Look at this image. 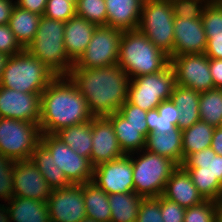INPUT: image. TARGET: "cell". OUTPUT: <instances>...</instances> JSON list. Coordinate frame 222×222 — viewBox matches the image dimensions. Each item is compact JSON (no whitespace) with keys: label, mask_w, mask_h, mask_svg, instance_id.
<instances>
[{"label":"cell","mask_w":222,"mask_h":222,"mask_svg":"<svg viewBox=\"0 0 222 222\" xmlns=\"http://www.w3.org/2000/svg\"><path fill=\"white\" fill-rule=\"evenodd\" d=\"M68 76L85 98L93 117L117 112L128 99L130 78L118 65L71 69Z\"/></svg>","instance_id":"6da1fadb"},{"label":"cell","mask_w":222,"mask_h":222,"mask_svg":"<svg viewBox=\"0 0 222 222\" xmlns=\"http://www.w3.org/2000/svg\"><path fill=\"white\" fill-rule=\"evenodd\" d=\"M92 118L85 98L68 75L56 76L41 94L42 134H55Z\"/></svg>","instance_id":"7a4b0ae2"},{"label":"cell","mask_w":222,"mask_h":222,"mask_svg":"<svg viewBox=\"0 0 222 222\" xmlns=\"http://www.w3.org/2000/svg\"><path fill=\"white\" fill-rule=\"evenodd\" d=\"M170 59L138 29L123 31L118 65L132 79L162 71Z\"/></svg>","instance_id":"3957f363"},{"label":"cell","mask_w":222,"mask_h":222,"mask_svg":"<svg viewBox=\"0 0 222 222\" xmlns=\"http://www.w3.org/2000/svg\"><path fill=\"white\" fill-rule=\"evenodd\" d=\"M65 22L42 15L33 41L25 48L58 75H68L74 62L64 46Z\"/></svg>","instance_id":"277c9868"},{"label":"cell","mask_w":222,"mask_h":222,"mask_svg":"<svg viewBox=\"0 0 222 222\" xmlns=\"http://www.w3.org/2000/svg\"><path fill=\"white\" fill-rule=\"evenodd\" d=\"M56 76L43 62L24 49L9 56L0 79V86L22 93L42 94Z\"/></svg>","instance_id":"5b68a950"},{"label":"cell","mask_w":222,"mask_h":222,"mask_svg":"<svg viewBox=\"0 0 222 222\" xmlns=\"http://www.w3.org/2000/svg\"><path fill=\"white\" fill-rule=\"evenodd\" d=\"M134 192L143 198H157L177 165L167 157L146 149L131 154Z\"/></svg>","instance_id":"8992f818"},{"label":"cell","mask_w":222,"mask_h":222,"mask_svg":"<svg viewBox=\"0 0 222 222\" xmlns=\"http://www.w3.org/2000/svg\"><path fill=\"white\" fill-rule=\"evenodd\" d=\"M137 29L169 56L174 45V14L170 0H144Z\"/></svg>","instance_id":"52a82bcc"},{"label":"cell","mask_w":222,"mask_h":222,"mask_svg":"<svg viewBox=\"0 0 222 222\" xmlns=\"http://www.w3.org/2000/svg\"><path fill=\"white\" fill-rule=\"evenodd\" d=\"M175 74L170 63L160 72L130 79L128 101L149 111L157 109L162 101L171 99Z\"/></svg>","instance_id":"ba28073f"},{"label":"cell","mask_w":222,"mask_h":222,"mask_svg":"<svg viewBox=\"0 0 222 222\" xmlns=\"http://www.w3.org/2000/svg\"><path fill=\"white\" fill-rule=\"evenodd\" d=\"M182 166L204 199L220 202L222 183V155L211 148L191 153Z\"/></svg>","instance_id":"9c48e42d"},{"label":"cell","mask_w":222,"mask_h":222,"mask_svg":"<svg viewBox=\"0 0 222 222\" xmlns=\"http://www.w3.org/2000/svg\"><path fill=\"white\" fill-rule=\"evenodd\" d=\"M41 136L39 124L0 117V153L14 161L30 159Z\"/></svg>","instance_id":"30bf717a"},{"label":"cell","mask_w":222,"mask_h":222,"mask_svg":"<svg viewBox=\"0 0 222 222\" xmlns=\"http://www.w3.org/2000/svg\"><path fill=\"white\" fill-rule=\"evenodd\" d=\"M123 31L109 26H97L84 53L71 69L102 68L118 64Z\"/></svg>","instance_id":"8fae6325"},{"label":"cell","mask_w":222,"mask_h":222,"mask_svg":"<svg viewBox=\"0 0 222 222\" xmlns=\"http://www.w3.org/2000/svg\"><path fill=\"white\" fill-rule=\"evenodd\" d=\"M40 144L53 156L54 163L71 184L92 181L94 166L89 158L79 156L54 134H42Z\"/></svg>","instance_id":"7c38bea8"},{"label":"cell","mask_w":222,"mask_h":222,"mask_svg":"<svg viewBox=\"0 0 222 222\" xmlns=\"http://www.w3.org/2000/svg\"><path fill=\"white\" fill-rule=\"evenodd\" d=\"M170 65L174 70L175 84L200 93L215 88L209 58L204 53L174 56L170 58Z\"/></svg>","instance_id":"4fadbf2b"},{"label":"cell","mask_w":222,"mask_h":222,"mask_svg":"<svg viewBox=\"0 0 222 222\" xmlns=\"http://www.w3.org/2000/svg\"><path fill=\"white\" fill-rule=\"evenodd\" d=\"M50 222H81L87 218L84 184L53 189L47 200Z\"/></svg>","instance_id":"5bb4252c"},{"label":"cell","mask_w":222,"mask_h":222,"mask_svg":"<svg viewBox=\"0 0 222 222\" xmlns=\"http://www.w3.org/2000/svg\"><path fill=\"white\" fill-rule=\"evenodd\" d=\"M92 182L108 195L134 192L131 154L94 167Z\"/></svg>","instance_id":"9a60e30c"},{"label":"cell","mask_w":222,"mask_h":222,"mask_svg":"<svg viewBox=\"0 0 222 222\" xmlns=\"http://www.w3.org/2000/svg\"><path fill=\"white\" fill-rule=\"evenodd\" d=\"M0 117L39 124L41 94L22 93L0 86Z\"/></svg>","instance_id":"2e32d148"},{"label":"cell","mask_w":222,"mask_h":222,"mask_svg":"<svg viewBox=\"0 0 222 222\" xmlns=\"http://www.w3.org/2000/svg\"><path fill=\"white\" fill-rule=\"evenodd\" d=\"M14 196L47 202L52 188L30 160H17L13 171Z\"/></svg>","instance_id":"e0dca14e"},{"label":"cell","mask_w":222,"mask_h":222,"mask_svg":"<svg viewBox=\"0 0 222 222\" xmlns=\"http://www.w3.org/2000/svg\"><path fill=\"white\" fill-rule=\"evenodd\" d=\"M207 38L202 19L174 17V45L169 59L177 55L203 54Z\"/></svg>","instance_id":"ac0fdd59"},{"label":"cell","mask_w":222,"mask_h":222,"mask_svg":"<svg viewBox=\"0 0 222 222\" xmlns=\"http://www.w3.org/2000/svg\"><path fill=\"white\" fill-rule=\"evenodd\" d=\"M92 142L90 161L94 167L125 155L106 116L92 118Z\"/></svg>","instance_id":"d6986e66"},{"label":"cell","mask_w":222,"mask_h":222,"mask_svg":"<svg viewBox=\"0 0 222 222\" xmlns=\"http://www.w3.org/2000/svg\"><path fill=\"white\" fill-rule=\"evenodd\" d=\"M162 196L176 202L183 208H190L205 200L192 182L190 174L182 165L172 171Z\"/></svg>","instance_id":"ffe728a7"},{"label":"cell","mask_w":222,"mask_h":222,"mask_svg":"<svg viewBox=\"0 0 222 222\" xmlns=\"http://www.w3.org/2000/svg\"><path fill=\"white\" fill-rule=\"evenodd\" d=\"M116 134L118 143L126 155L145 149L146 138L149 134L148 125H135L129 123L118 112L106 116Z\"/></svg>","instance_id":"44dd1931"},{"label":"cell","mask_w":222,"mask_h":222,"mask_svg":"<svg viewBox=\"0 0 222 222\" xmlns=\"http://www.w3.org/2000/svg\"><path fill=\"white\" fill-rule=\"evenodd\" d=\"M144 0H105L106 26L121 31L136 30L139 26Z\"/></svg>","instance_id":"7402d4cb"},{"label":"cell","mask_w":222,"mask_h":222,"mask_svg":"<svg viewBox=\"0 0 222 222\" xmlns=\"http://www.w3.org/2000/svg\"><path fill=\"white\" fill-rule=\"evenodd\" d=\"M97 25L75 15L65 22L64 46L68 57L75 63L84 53Z\"/></svg>","instance_id":"603a6c76"},{"label":"cell","mask_w":222,"mask_h":222,"mask_svg":"<svg viewBox=\"0 0 222 222\" xmlns=\"http://www.w3.org/2000/svg\"><path fill=\"white\" fill-rule=\"evenodd\" d=\"M182 139V130L179 127L164 134L151 132L146 138L145 149L167 157L177 166H181L183 164Z\"/></svg>","instance_id":"cb8c5ba5"},{"label":"cell","mask_w":222,"mask_h":222,"mask_svg":"<svg viewBox=\"0 0 222 222\" xmlns=\"http://www.w3.org/2000/svg\"><path fill=\"white\" fill-rule=\"evenodd\" d=\"M5 204L11 222H50L47 202L13 196Z\"/></svg>","instance_id":"d4e9b609"},{"label":"cell","mask_w":222,"mask_h":222,"mask_svg":"<svg viewBox=\"0 0 222 222\" xmlns=\"http://www.w3.org/2000/svg\"><path fill=\"white\" fill-rule=\"evenodd\" d=\"M199 99L200 92L175 84L171 100L180 110L178 127L181 130L189 128L196 122L200 121Z\"/></svg>","instance_id":"484cf974"},{"label":"cell","mask_w":222,"mask_h":222,"mask_svg":"<svg viewBox=\"0 0 222 222\" xmlns=\"http://www.w3.org/2000/svg\"><path fill=\"white\" fill-rule=\"evenodd\" d=\"M54 135L79 156L90 159L93 145L92 119L82 124L65 127Z\"/></svg>","instance_id":"4316f807"},{"label":"cell","mask_w":222,"mask_h":222,"mask_svg":"<svg viewBox=\"0 0 222 222\" xmlns=\"http://www.w3.org/2000/svg\"><path fill=\"white\" fill-rule=\"evenodd\" d=\"M42 15L32 13L15 5L9 27L20 45L25 49L33 41Z\"/></svg>","instance_id":"83f0119b"},{"label":"cell","mask_w":222,"mask_h":222,"mask_svg":"<svg viewBox=\"0 0 222 222\" xmlns=\"http://www.w3.org/2000/svg\"><path fill=\"white\" fill-rule=\"evenodd\" d=\"M84 203L87 218L96 222H111L108 194L92 181L84 183Z\"/></svg>","instance_id":"f1b7e54d"},{"label":"cell","mask_w":222,"mask_h":222,"mask_svg":"<svg viewBox=\"0 0 222 222\" xmlns=\"http://www.w3.org/2000/svg\"><path fill=\"white\" fill-rule=\"evenodd\" d=\"M143 197L135 192L108 195L111 222H136Z\"/></svg>","instance_id":"f546056e"},{"label":"cell","mask_w":222,"mask_h":222,"mask_svg":"<svg viewBox=\"0 0 222 222\" xmlns=\"http://www.w3.org/2000/svg\"><path fill=\"white\" fill-rule=\"evenodd\" d=\"M30 160L38 167L40 173L52 189L71 185L65 173L54 163L53 156L41 144L35 148Z\"/></svg>","instance_id":"4dcf8cb0"},{"label":"cell","mask_w":222,"mask_h":222,"mask_svg":"<svg viewBox=\"0 0 222 222\" xmlns=\"http://www.w3.org/2000/svg\"><path fill=\"white\" fill-rule=\"evenodd\" d=\"M214 129V126L200 120L191 127L182 130L183 162L191 153L211 146Z\"/></svg>","instance_id":"1f68e13d"},{"label":"cell","mask_w":222,"mask_h":222,"mask_svg":"<svg viewBox=\"0 0 222 222\" xmlns=\"http://www.w3.org/2000/svg\"><path fill=\"white\" fill-rule=\"evenodd\" d=\"M199 116L209 125L222 126V89L214 88L200 93Z\"/></svg>","instance_id":"d6a6232c"},{"label":"cell","mask_w":222,"mask_h":222,"mask_svg":"<svg viewBox=\"0 0 222 222\" xmlns=\"http://www.w3.org/2000/svg\"><path fill=\"white\" fill-rule=\"evenodd\" d=\"M75 8L77 16L97 26H106L107 9L105 0H79Z\"/></svg>","instance_id":"836d02e7"},{"label":"cell","mask_w":222,"mask_h":222,"mask_svg":"<svg viewBox=\"0 0 222 222\" xmlns=\"http://www.w3.org/2000/svg\"><path fill=\"white\" fill-rule=\"evenodd\" d=\"M220 202L205 199L199 204L186 208L184 222H215Z\"/></svg>","instance_id":"e575fe53"},{"label":"cell","mask_w":222,"mask_h":222,"mask_svg":"<svg viewBox=\"0 0 222 222\" xmlns=\"http://www.w3.org/2000/svg\"><path fill=\"white\" fill-rule=\"evenodd\" d=\"M201 19L207 39L211 35L222 34V0H211Z\"/></svg>","instance_id":"d590c367"},{"label":"cell","mask_w":222,"mask_h":222,"mask_svg":"<svg viewBox=\"0 0 222 222\" xmlns=\"http://www.w3.org/2000/svg\"><path fill=\"white\" fill-rule=\"evenodd\" d=\"M15 161L0 153V201L8 202L14 196L13 171Z\"/></svg>","instance_id":"8d00e7d4"},{"label":"cell","mask_w":222,"mask_h":222,"mask_svg":"<svg viewBox=\"0 0 222 222\" xmlns=\"http://www.w3.org/2000/svg\"><path fill=\"white\" fill-rule=\"evenodd\" d=\"M211 0H170L174 17L200 19Z\"/></svg>","instance_id":"74e56055"},{"label":"cell","mask_w":222,"mask_h":222,"mask_svg":"<svg viewBox=\"0 0 222 222\" xmlns=\"http://www.w3.org/2000/svg\"><path fill=\"white\" fill-rule=\"evenodd\" d=\"M76 6L68 0H47L43 16L67 22L76 15Z\"/></svg>","instance_id":"f35d334b"},{"label":"cell","mask_w":222,"mask_h":222,"mask_svg":"<svg viewBox=\"0 0 222 222\" xmlns=\"http://www.w3.org/2000/svg\"><path fill=\"white\" fill-rule=\"evenodd\" d=\"M136 222H163L160 196L157 198H143L139 206Z\"/></svg>","instance_id":"ab89813d"},{"label":"cell","mask_w":222,"mask_h":222,"mask_svg":"<svg viewBox=\"0 0 222 222\" xmlns=\"http://www.w3.org/2000/svg\"><path fill=\"white\" fill-rule=\"evenodd\" d=\"M23 50L24 48L17 41L9 24L0 25V52L12 56Z\"/></svg>","instance_id":"60d3db41"},{"label":"cell","mask_w":222,"mask_h":222,"mask_svg":"<svg viewBox=\"0 0 222 222\" xmlns=\"http://www.w3.org/2000/svg\"><path fill=\"white\" fill-rule=\"evenodd\" d=\"M160 209L163 222H184L186 208L160 196Z\"/></svg>","instance_id":"b9f144b4"},{"label":"cell","mask_w":222,"mask_h":222,"mask_svg":"<svg viewBox=\"0 0 222 222\" xmlns=\"http://www.w3.org/2000/svg\"><path fill=\"white\" fill-rule=\"evenodd\" d=\"M146 122L149 133L156 132L164 134L176 128L173 125V120H168L162 115H159L157 109L147 111Z\"/></svg>","instance_id":"7bdbcfd3"},{"label":"cell","mask_w":222,"mask_h":222,"mask_svg":"<svg viewBox=\"0 0 222 222\" xmlns=\"http://www.w3.org/2000/svg\"><path fill=\"white\" fill-rule=\"evenodd\" d=\"M117 112L131 124L148 125L146 122L147 111L131 104L128 100Z\"/></svg>","instance_id":"ee69618b"},{"label":"cell","mask_w":222,"mask_h":222,"mask_svg":"<svg viewBox=\"0 0 222 222\" xmlns=\"http://www.w3.org/2000/svg\"><path fill=\"white\" fill-rule=\"evenodd\" d=\"M157 110L159 115H162L168 120H173V125L178 127L180 110L171 99L162 101L161 104L157 107Z\"/></svg>","instance_id":"f6af8a7d"},{"label":"cell","mask_w":222,"mask_h":222,"mask_svg":"<svg viewBox=\"0 0 222 222\" xmlns=\"http://www.w3.org/2000/svg\"><path fill=\"white\" fill-rule=\"evenodd\" d=\"M204 54L208 58L222 59V34L211 35L207 39V47Z\"/></svg>","instance_id":"bcb514c9"},{"label":"cell","mask_w":222,"mask_h":222,"mask_svg":"<svg viewBox=\"0 0 222 222\" xmlns=\"http://www.w3.org/2000/svg\"><path fill=\"white\" fill-rule=\"evenodd\" d=\"M16 5L32 13L43 15L47 0H15Z\"/></svg>","instance_id":"7dc6e473"},{"label":"cell","mask_w":222,"mask_h":222,"mask_svg":"<svg viewBox=\"0 0 222 222\" xmlns=\"http://www.w3.org/2000/svg\"><path fill=\"white\" fill-rule=\"evenodd\" d=\"M209 66L214 87L222 89V59L209 58Z\"/></svg>","instance_id":"c3c4849f"},{"label":"cell","mask_w":222,"mask_h":222,"mask_svg":"<svg viewBox=\"0 0 222 222\" xmlns=\"http://www.w3.org/2000/svg\"><path fill=\"white\" fill-rule=\"evenodd\" d=\"M15 5V0H0V25L9 24Z\"/></svg>","instance_id":"681fc988"},{"label":"cell","mask_w":222,"mask_h":222,"mask_svg":"<svg viewBox=\"0 0 222 222\" xmlns=\"http://www.w3.org/2000/svg\"><path fill=\"white\" fill-rule=\"evenodd\" d=\"M217 155H222V126L215 127L210 146Z\"/></svg>","instance_id":"f907efd6"},{"label":"cell","mask_w":222,"mask_h":222,"mask_svg":"<svg viewBox=\"0 0 222 222\" xmlns=\"http://www.w3.org/2000/svg\"><path fill=\"white\" fill-rule=\"evenodd\" d=\"M0 222H11L8 208L4 202L0 203Z\"/></svg>","instance_id":"816d5d0a"},{"label":"cell","mask_w":222,"mask_h":222,"mask_svg":"<svg viewBox=\"0 0 222 222\" xmlns=\"http://www.w3.org/2000/svg\"><path fill=\"white\" fill-rule=\"evenodd\" d=\"M9 56L0 52V79Z\"/></svg>","instance_id":"f5cc1de1"},{"label":"cell","mask_w":222,"mask_h":222,"mask_svg":"<svg viewBox=\"0 0 222 222\" xmlns=\"http://www.w3.org/2000/svg\"><path fill=\"white\" fill-rule=\"evenodd\" d=\"M215 222H222V205H220V208L217 211Z\"/></svg>","instance_id":"db71d44e"},{"label":"cell","mask_w":222,"mask_h":222,"mask_svg":"<svg viewBox=\"0 0 222 222\" xmlns=\"http://www.w3.org/2000/svg\"><path fill=\"white\" fill-rule=\"evenodd\" d=\"M81 222H96V221H94L93 219H90V218H85Z\"/></svg>","instance_id":"11a10c76"},{"label":"cell","mask_w":222,"mask_h":222,"mask_svg":"<svg viewBox=\"0 0 222 222\" xmlns=\"http://www.w3.org/2000/svg\"><path fill=\"white\" fill-rule=\"evenodd\" d=\"M220 204L222 205V183H221V191H220Z\"/></svg>","instance_id":"9f6ffc18"},{"label":"cell","mask_w":222,"mask_h":222,"mask_svg":"<svg viewBox=\"0 0 222 222\" xmlns=\"http://www.w3.org/2000/svg\"><path fill=\"white\" fill-rule=\"evenodd\" d=\"M68 1L72 2L76 6L79 0H68Z\"/></svg>","instance_id":"6f0895ef"}]
</instances>
